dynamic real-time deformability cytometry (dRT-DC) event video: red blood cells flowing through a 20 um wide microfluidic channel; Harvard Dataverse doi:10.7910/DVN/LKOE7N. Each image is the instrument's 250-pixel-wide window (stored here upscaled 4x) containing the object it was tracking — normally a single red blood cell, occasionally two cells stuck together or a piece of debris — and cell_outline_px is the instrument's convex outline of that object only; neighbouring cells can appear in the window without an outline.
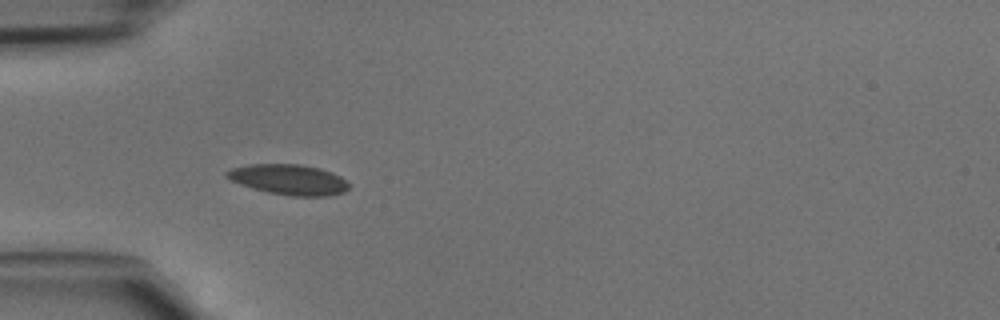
{"species": "common noctule bat (a hibernating species)", "species_latin": "Nyctalus noctula", "temperature_condition": "cold", "stored_images_in_passage": 24, "camera_frame_rate_fps": 3000, "um_per_image_px": 0.085, "animal": {"sex": "male", "body_mass_g": 15.6}, "frame": {"image": 1, "passage_image": 4, "time_ms": 1.0, "image_size_px": [1000, 320], "cell_outline_px": [[348, 188], [344, 192], [328, 196], [292, 196], [268, 192], [252, 188], [240, 184], [224, 176], [224, 172], [232, 168], [248, 164], [300, 164], [320, 168], [332, 172], [340, 176], [348, 184]], "centroid_in_image_um": [24.53, 15.26], "position_along_channel_um": 60.5, "area_um2": 21.62}}